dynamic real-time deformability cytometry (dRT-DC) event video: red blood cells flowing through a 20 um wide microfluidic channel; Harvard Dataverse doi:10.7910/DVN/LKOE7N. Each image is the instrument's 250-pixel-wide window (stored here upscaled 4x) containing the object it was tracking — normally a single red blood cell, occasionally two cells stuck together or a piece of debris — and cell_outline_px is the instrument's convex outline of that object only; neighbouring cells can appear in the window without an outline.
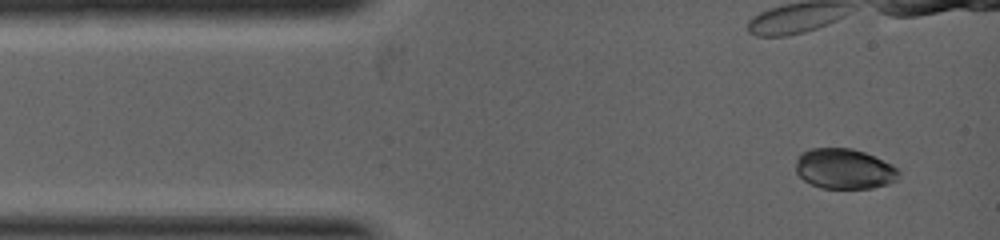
{"species": "common noctule bat (a hibernating species)", "species_latin": "Nyctalus noctula", "temperature_condition": "warm", "stored_images_in_passage": 3, "camera_frame_rate_fps": 5000, "um_per_image_px": 0.085, "animal": {"sex": "female", "body_mass_g": 19.0, "forearm_length_mm": 53.3}, "frame": {"image": 1, "passage_image": 1, "time_ms": 0.0, "image_size_px": [1000, 240], "cell_outline_px": [[900, 172], [896, 180], [888, 184], [872, 188], [820, 188], [804, 180], [796, 172], [796, 160], [800, 152], [812, 148], [852, 148], [864, 152], [892, 164]], "centroid_in_image_um": [71.75, 14.34], "position_along_channel_um": 13.3, "area_um2": 24.22}}